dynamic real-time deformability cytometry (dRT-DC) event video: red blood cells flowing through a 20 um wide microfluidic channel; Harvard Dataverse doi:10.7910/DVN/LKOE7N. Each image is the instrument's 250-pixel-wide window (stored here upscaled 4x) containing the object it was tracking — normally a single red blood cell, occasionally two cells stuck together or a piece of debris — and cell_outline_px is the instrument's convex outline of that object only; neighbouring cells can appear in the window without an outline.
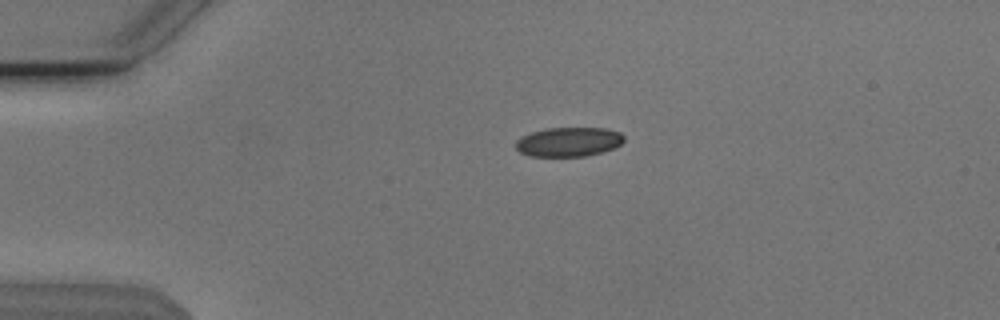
{"species": "Egyptian fruit bat (a non-hibernating species)", "species_latin": "Rousettus aegyptiacus", "temperature_condition": "cold", "stored_images_in_passage": 43, "camera_frame_rate_fps": 3000, "um_per_image_px": 0.085, "animal": {"sex": "male"}, "frame": {"image": 1, "passage_image": 1, "time_ms": 0.0, "image_size_px": [1000, 320], "cell_outline_px": [[624, 140], [620, 144], [604, 152], [584, 156], [528, 156], [520, 152], [516, 148], [516, 140], [532, 132], [548, 128], [604, 128], [620, 132], [624, 136]], "centroid_in_image_um": [48.35, 12.06], "position_along_channel_um": 36.7, "area_um2": 18.38}}
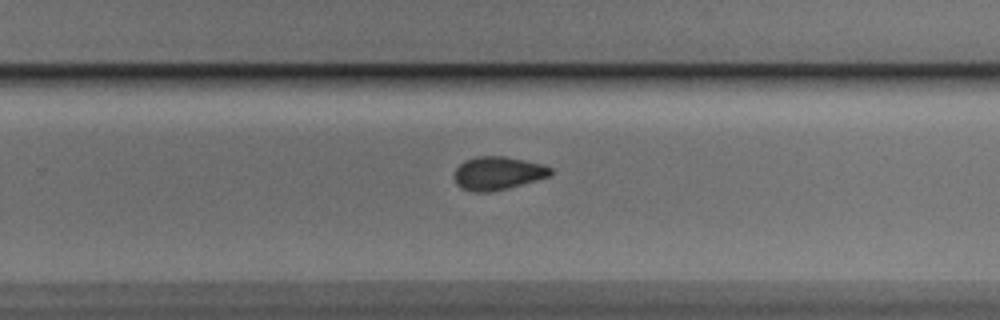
{"frame": {"image": 2, "passage_image": 24, "time_ms": 7.667, "image_size_px": [1000, 320], "cell_outline_px": [[552, 172], [548, 176], [536, 180], [508, 188], [488, 192], [472, 192], [460, 188], [456, 184], [452, 176], [456, 168], [464, 160], [476, 156], [504, 156], [524, 160], [540, 164], [552, 168]], "centroid_in_image_um": [42.24, 14.72], "position_along_channel_um": 287.6, "area_um2": 18.73}}
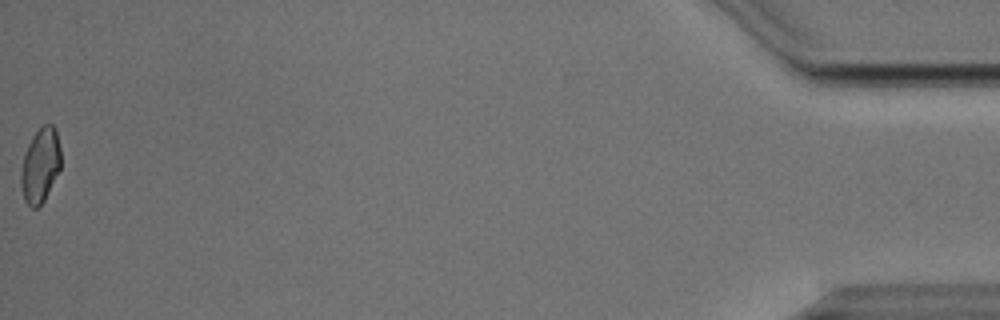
{"frame": {"image": 3, "passage_image": 43, "time_ms": 14.0, "image_size_px": [1000, 320], "cell_outline_px": [[60, 168], [44, 200], [36, 208], [32, 208], [24, 200], [20, 184], [20, 168], [24, 152], [32, 136], [44, 124], [52, 124], [56, 128], [60, 148]], "centroid_in_image_um": [3.4, 14.04], "position_along_channel_um": 431.8, "area_um2": 17.4}, "authors_computed_cell_mechanics": {"area_um2": 18.785, "velocity_mm_per_s": 3.8136, "shape_relaxation_time_tau1_ms": 7.7398, "shape_relaxation_time_tau2_ms": 2.4439, "deformation_change_tau1": 0.1223, "deformation_change_tau2": 0.0691}}